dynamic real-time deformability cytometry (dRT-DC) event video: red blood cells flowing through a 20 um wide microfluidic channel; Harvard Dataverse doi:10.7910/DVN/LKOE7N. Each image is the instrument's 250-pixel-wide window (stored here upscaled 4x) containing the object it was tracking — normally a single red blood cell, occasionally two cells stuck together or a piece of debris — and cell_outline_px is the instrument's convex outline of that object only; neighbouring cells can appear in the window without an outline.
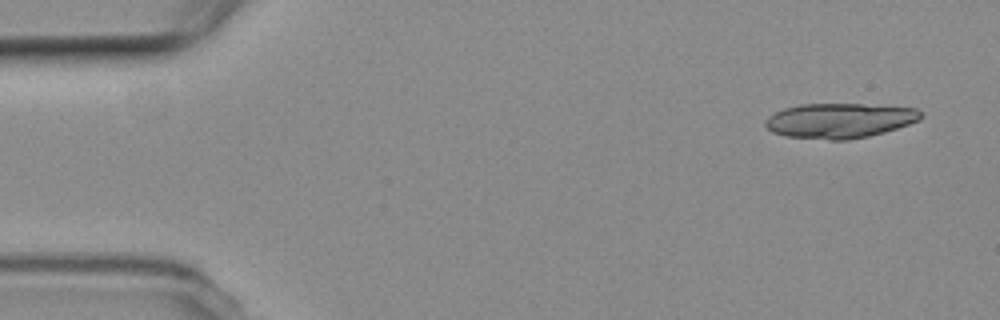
{"species": "common noctule bat (a hibernating species)", "species_latin": "Nyctalus noctula", "temperature_condition": "room temperature", "stored_images_in_passage": 5, "camera_frame_rate_fps": 3000, "um_per_image_px": 0.085, "animal": {"sex": "female", "body_mass_g": 19.3, "forearm_length_mm": 54.1}, "frame": {"image": 1, "passage_image": 1, "time_ms": 0.0, "image_size_px": [1000, 320], "cell_outline_px": [[920, 120], [884, 132], [868, 136], [848, 140], [828, 140], [784, 136], [772, 132], [764, 124], [768, 116], [784, 108], [800, 104], [860, 104], [916, 108], [920, 112]], "centroid_in_image_um": [71.32, 10.25], "position_along_channel_um": 13.7, "area_um2": 31.5}}